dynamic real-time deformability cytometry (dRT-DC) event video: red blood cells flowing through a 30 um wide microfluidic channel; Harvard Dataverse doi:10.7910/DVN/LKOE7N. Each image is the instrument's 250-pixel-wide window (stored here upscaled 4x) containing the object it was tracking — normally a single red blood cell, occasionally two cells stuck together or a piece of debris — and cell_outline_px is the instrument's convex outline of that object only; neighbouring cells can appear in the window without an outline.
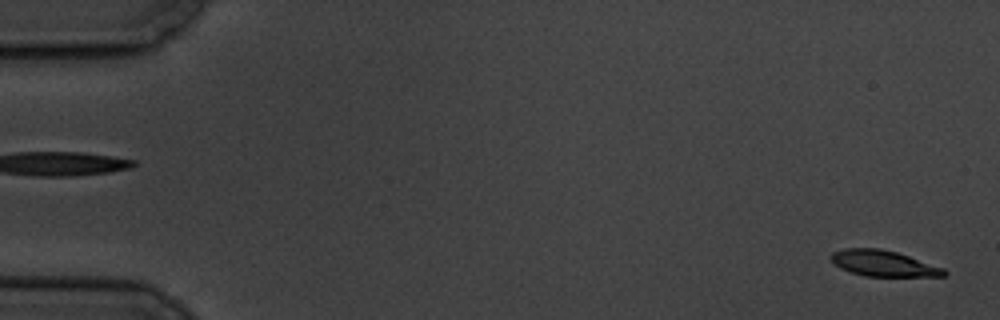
{"species": "common noctule bat (a hibernating species)", "species_latin": "Nyctalus noctula", "temperature_condition": "cold", "stored_images_in_passage": 4, "segment_of_instrument_passage": [2, 2], "camera_frame_rate_fps": 3000, "um_per_image_px": 0.085, "animal": {"sex": "male", "body_mass_g": 19.5, "forearm_length_mm": 54.6}, "frame": {"image": 1, "passage_image": 4, "time_ms": 3.667, "image_size_px": [1000, 320], "cell_outline_px": [[948, 272], [944, 276], [864, 276], [840, 268], [828, 256], [832, 252], [844, 248], [880, 248], [896, 252], [944, 268]], "centroid_in_image_um": [75.06, 22.38], "position_along_channel_um": 9.9, "area_um2": 16.94}}